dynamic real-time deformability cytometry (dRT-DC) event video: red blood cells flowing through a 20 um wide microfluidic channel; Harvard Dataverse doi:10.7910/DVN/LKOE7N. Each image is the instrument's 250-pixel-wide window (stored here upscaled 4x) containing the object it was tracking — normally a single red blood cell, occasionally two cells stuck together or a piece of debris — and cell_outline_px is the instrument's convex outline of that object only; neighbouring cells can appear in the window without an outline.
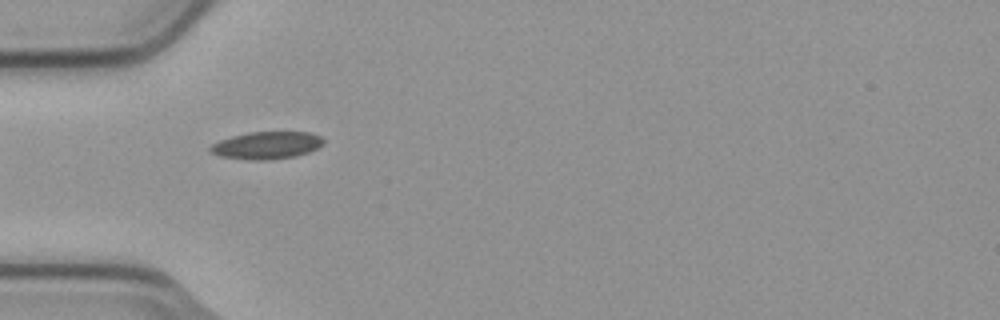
{"species": "common noctule bat (a hibernating species)", "species_latin": "Nyctalus noctula", "temperature_condition": "cold", "stored_images_in_passage": 3, "camera_frame_rate_fps": 3000, "um_per_image_px": 0.085, "animal": {"sex": "male", "body_mass_g": 23.1, "forearm_length_mm": 52.7}, "frame": {"image": 1, "passage_image": 2, "time_ms": 0.333, "image_size_px": [1000, 320], "cell_outline_px": [[324, 144], [308, 152], [296, 156], [272, 160], [248, 160], [220, 156], [208, 152], [208, 148], [212, 144], [220, 140], [232, 136], [248, 132], [312, 132], [320, 136], [324, 140]], "centroid_in_image_um": [22.65, 12.36], "position_along_channel_um": 62.3, "area_um2": 18.26}}
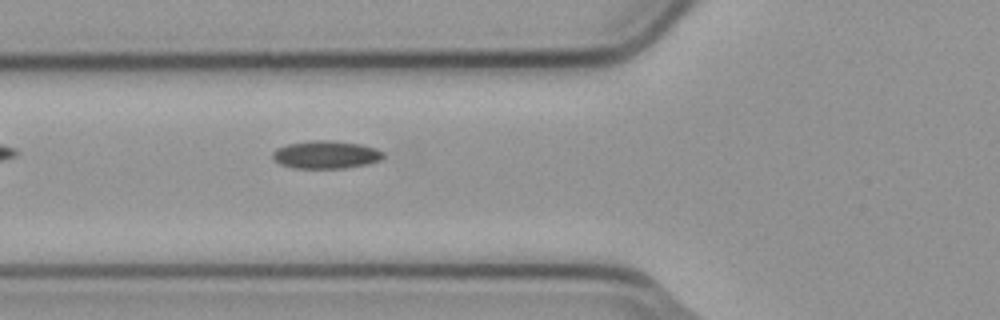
{"frame": {"image": 2, "passage_image": 3, "time_ms": 0.667, "image_size_px": [1000, 320], "cell_outline_px": [[384, 156], [380, 160], [368, 164], [344, 168], [292, 168], [280, 164], [272, 160], [272, 152], [276, 148], [288, 144], [312, 140], [328, 140], [360, 144], [376, 148], [384, 152]], "centroid_in_image_um": [27.68, 13.15], "position_along_channel_um": 98.1, "area_um2": 18.09}}